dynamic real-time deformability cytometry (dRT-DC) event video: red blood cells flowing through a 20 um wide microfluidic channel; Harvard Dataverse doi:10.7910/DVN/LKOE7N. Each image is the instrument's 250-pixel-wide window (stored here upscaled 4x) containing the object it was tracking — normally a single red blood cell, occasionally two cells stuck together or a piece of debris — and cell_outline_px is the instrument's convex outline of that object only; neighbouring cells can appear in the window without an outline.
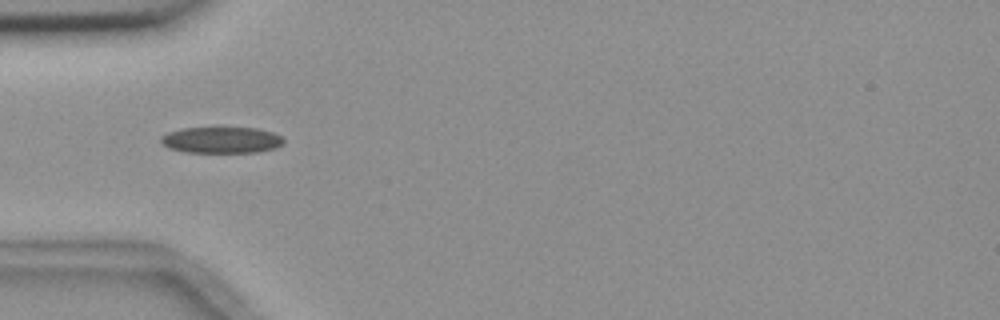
{"species": "common noctule bat (a hibernating species)", "species_latin": "Nyctalus noctula", "temperature_condition": "room temperature", "stored_images_in_passage": 6, "camera_frame_rate_fps": 3000, "um_per_image_px": 0.085, "animal": {"sex": "female", "body_mass_g": 18.4}, "frame": {"image": 1, "passage_image": 4, "time_ms": 3.667, "image_size_px": [1000, 320], "cell_outline_px": [[284, 140], [276, 148], [256, 152], [184, 152], [168, 148], [160, 140], [160, 136], [168, 132], [180, 128], [256, 128], [272, 132], [280, 136]], "centroid_in_image_um": [18.78, 11.9], "position_along_channel_um": 66.2, "area_um2": 18.67}}
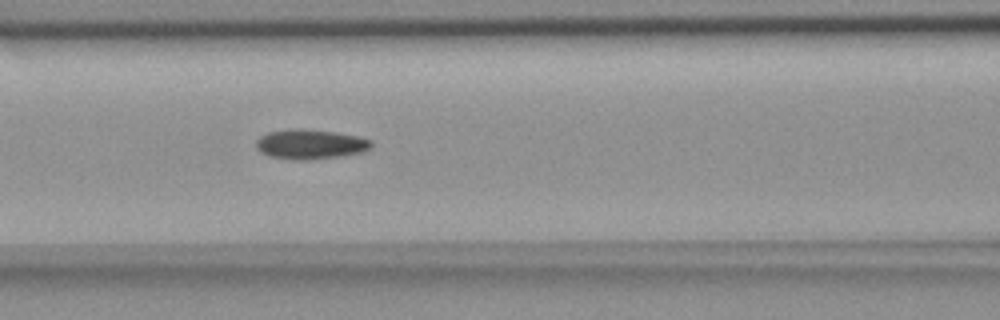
{"frame": {"image": 2, "passage_image": 6, "time_ms": 5.667, "image_size_px": [1000, 320], "cell_outline_px": [[372, 144], [364, 152], [344, 156], [308, 160], [296, 160], [268, 156], [260, 152], [256, 148], [256, 140], [260, 136], [268, 132], [292, 128], [332, 132], [360, 136], [372, 140]], "centroid_in_image_um": [26.37, 12.27], "position_along_channel_um": 140.2, "area_um2": 20.06}}